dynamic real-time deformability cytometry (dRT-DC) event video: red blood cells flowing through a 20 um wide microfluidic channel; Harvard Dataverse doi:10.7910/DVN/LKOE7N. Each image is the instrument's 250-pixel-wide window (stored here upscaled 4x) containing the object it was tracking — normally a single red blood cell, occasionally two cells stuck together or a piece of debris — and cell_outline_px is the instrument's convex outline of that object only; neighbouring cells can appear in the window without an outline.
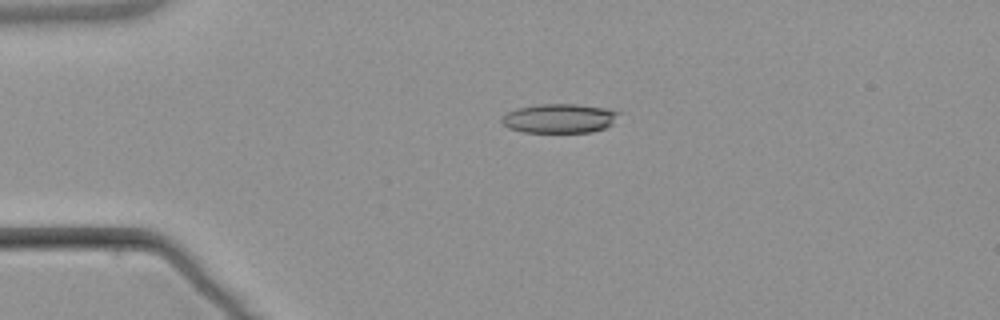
{"species": "common noctule bat (a hibernating species)", "species_latin": "Nyctalus noctula", "temperature_condition": "warm", "stored_images_in_passage": 4, "camera_frame_rate_fps": 3000, "um_per_image_px": 0.085, "animal": {"sex": "male", "body_mass_g": 21.5, "forearm_length_mm": 52.0}, "frame": {"image": 1, "passage_image": 3, "time_ms": 3.333, "image_size_px": [1000, 320], "cell_outline_px": [[620, 112], [612, 124], [604, 128], [592, 132], [524, 132], [508, 128], [500, 120], [508, 112], [516, 108], [536, 104], [576, 104], [604, 108]], "centroid_in_image_um": [47.53, 10.06], "position_along_channel_um": 37.5, "area_um2": 19.83}}